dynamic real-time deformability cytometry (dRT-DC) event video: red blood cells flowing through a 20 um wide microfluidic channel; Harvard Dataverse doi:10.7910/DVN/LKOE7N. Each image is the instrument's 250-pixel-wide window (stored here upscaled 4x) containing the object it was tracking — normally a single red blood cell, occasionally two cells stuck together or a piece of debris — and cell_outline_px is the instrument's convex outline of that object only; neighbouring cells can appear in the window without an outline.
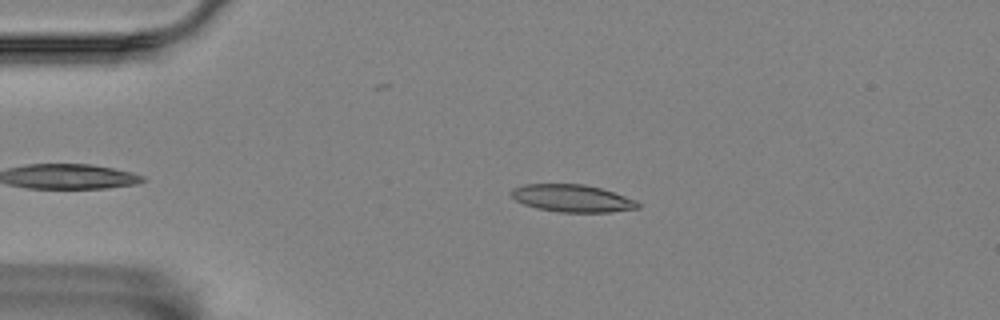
{"species": "Egyptian fruit bat (a non-hibernating species)", "species_latin": "Rousettus aegyptiacus", "temperature_condition": "room temperature", "stored_images_in_passage": 3, "camera_frame_rate_fps": 3000, "um_per_image_px": 0.085, "animal": {"sex": "female"}, "frame": {"image": 1, "passage_image": 2, "time_ms": 0.333, "image_size_px": [1000, 320], "cell_outline_px": [[640, 208], [608, 212], [560, 212], [536, 208], [524, 204], [516, 200], [508, 192], [512, 188], [524, 184], [584, 184], [600, 188], [636, 200], [640, 204]], "centroid_in_image_um": [48.61, 16.85], "position_along_channel_um": 36.4, "area_um2": 20.17}}